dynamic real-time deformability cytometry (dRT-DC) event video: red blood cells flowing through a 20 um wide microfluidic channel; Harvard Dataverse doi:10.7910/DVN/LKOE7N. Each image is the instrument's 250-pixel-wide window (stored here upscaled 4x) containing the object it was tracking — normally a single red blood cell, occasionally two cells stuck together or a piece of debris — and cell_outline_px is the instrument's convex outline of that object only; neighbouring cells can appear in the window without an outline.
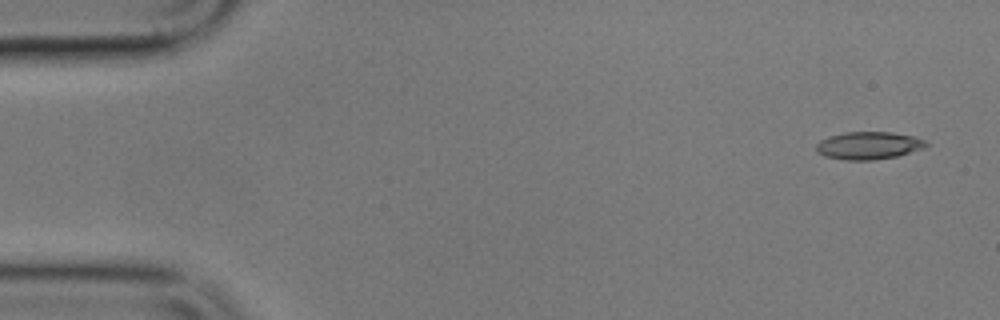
{"species": "common noctule bat (a hibernating species)", "species_latin": "Nyctalus noctula", "temperature_condition": "cold", "stored_images_in_passage": 5, "camera_frame_rate_fps": 3000, "um_per_image_px": 0.085, "animal": {"sex": "male", "body_mass_g": 17.9}, "frame": {"image": 1, "passage_image": 1, "time_ms": 0.0, "image_size_px": [1000, 320], "cell_outline_px": [[928, 144], [924, 148], [896, 156], [872, 160], [844, 160], [824, 156], [816, 152], [816, 144], [820, 140], [828, 136], [844, 132], [892, 132], [912, 136], [928, 140]], "centroid_in_image_um": [73.81, 12.36], "position_along_channel_um": 11.2, "area_um2": 17.8}}
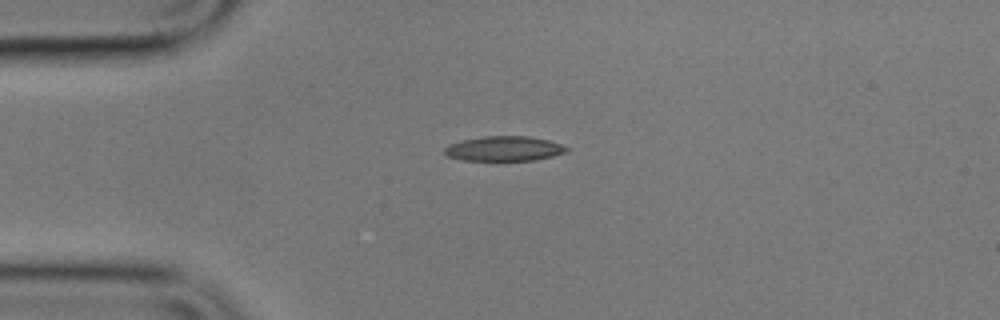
{"frame": {"image": 2, "passage_image": 4, "time_ms": 3.667, "image_size_px": [1000, 320], "cell_outline_px": [[572, 148], [568, 152], [536, 160], [460, 160], [448, 156], [444, 152], [444, 148], [448, 144], [460, 140], [484, 136], [528, 136], [548, 140]], "centroid_in_image_um": [42.86, 12.63], "position_along_channel_um": 42.1, "area_um2": 17.8}}